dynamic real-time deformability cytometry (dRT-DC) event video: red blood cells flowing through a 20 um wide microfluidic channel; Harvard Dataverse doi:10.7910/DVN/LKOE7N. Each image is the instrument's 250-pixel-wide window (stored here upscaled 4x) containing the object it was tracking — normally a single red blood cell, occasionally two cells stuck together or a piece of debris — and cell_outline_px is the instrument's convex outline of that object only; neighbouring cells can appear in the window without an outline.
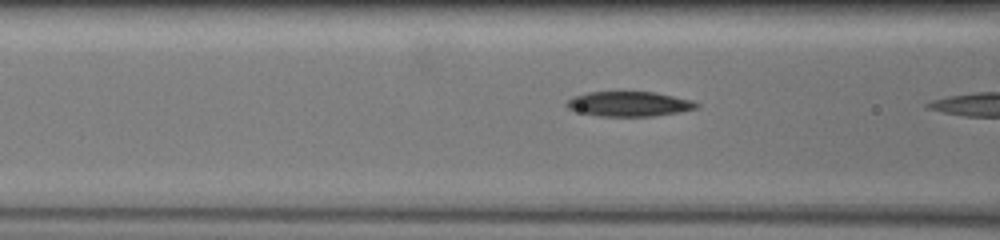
{"species": "common noctule bat (a hibernating species)", "species_latin": "Nyctalus noctula", "temperature_condition": "warm", "stored_images_in_passage": 4, "camera_frame_rate_fps": 3000, "um_per_image_px": 0.085, "animal": {"sex": "female", "body_mass_g": 19.5, "forearm_length_mm": 54.1}, "frame": {"image": 1, "passage_image": 3, "time_ms": 1.0, "image_size_px": [1000, 240], "cell_outline_px": [[700, 104], [696, 108], [680, 112], [652, 116], [596, 116], [576, 112], [568, 108], [564, 104], [572, 96], [588, 92], [656, 92], [692, 100]], "centroid_in_image_um": [53.43, 8.84], "position_along_channel_um": 113.2, "area_um2": 18.96}}